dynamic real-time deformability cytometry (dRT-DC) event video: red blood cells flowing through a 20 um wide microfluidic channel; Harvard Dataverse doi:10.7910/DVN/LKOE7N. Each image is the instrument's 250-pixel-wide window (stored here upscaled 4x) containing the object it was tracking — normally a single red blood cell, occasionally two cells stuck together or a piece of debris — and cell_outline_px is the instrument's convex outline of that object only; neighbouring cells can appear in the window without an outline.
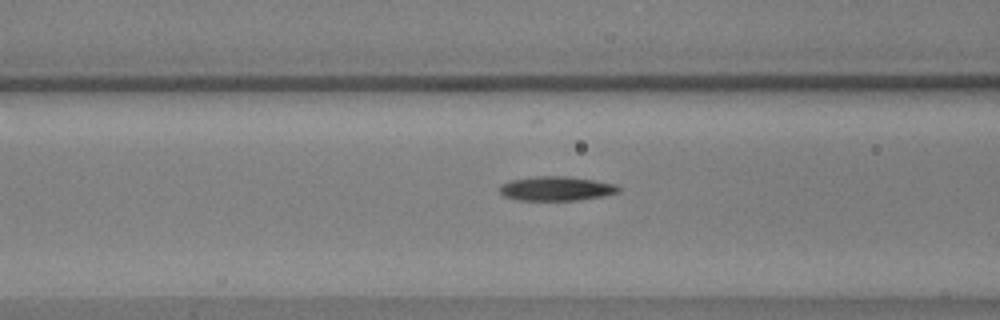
{"species": "common noctule bat (a hibernating species)", "species_latin": "Nyctalus noctula", "temperature_condition": "warm", "stored_images_in_passage": 49, "camera_frame_rate_fps": 3000, "um_per_image_px": 0.085, "animal": {"sex": "male", "body_mass_g": 17.9, "forearm_length_mm": 54.2}, "frame": {"image": 1, "passage_image": 15, "time_ms": 4.667, "image_size_px": [1000, 320], "cell_outline_px": [[620, 192], [604, 196], [580, 200], [516, 200], [504, 196], [500, 192], [500, 184], [512, 180], [536, 176], [568, 176], [596, 180], [616, 184], [620, 188]], "centroid_in_image_um": [47.32, 16.03], "position_along_channel_um": 119.3, "area_um2": 16.99}}
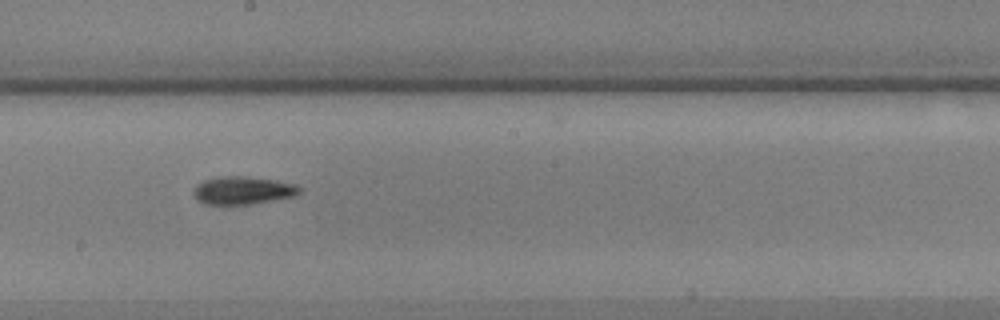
{"frame": {"image": 2, "passage_image": 24, "time_ms": 7.667, "image_size_px": [1000, 320], "cell_outline_px": [[300, 192], [296, 196], [252, 204], [204, 204], [196, 200], [192, 192], [196, 184], [204, 180], [216, 176], [244, 176], [276, 180], [296, 184], [300, 188]], "centroid_in_image_um": [20.61, 16.18], "position_along_channel_um": 227.6, "area_um2": 17.46}}
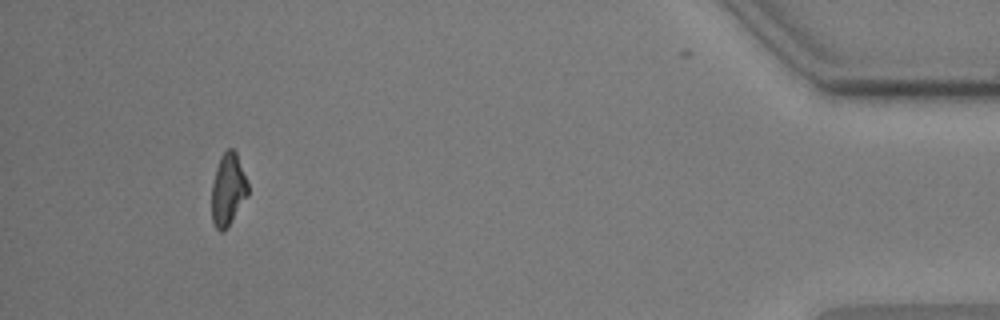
{"frame": {"image": 3, "passage_image": 45, "time_ms": 14.667, "image_size_px": [1000, 320], "cell_outline_px": [[248, 196], [228, 228], [224, 232], [220, 232], [216, 228], [212, 220], [212, 184], [216, 168], [220, 156], [228, 148], [232, 148], [236, 152], [248, 184]], "centroid_in_image_um": [19.38, 16.15], "position_along_channel_um": 415.8, "area_um2": 15.37}}